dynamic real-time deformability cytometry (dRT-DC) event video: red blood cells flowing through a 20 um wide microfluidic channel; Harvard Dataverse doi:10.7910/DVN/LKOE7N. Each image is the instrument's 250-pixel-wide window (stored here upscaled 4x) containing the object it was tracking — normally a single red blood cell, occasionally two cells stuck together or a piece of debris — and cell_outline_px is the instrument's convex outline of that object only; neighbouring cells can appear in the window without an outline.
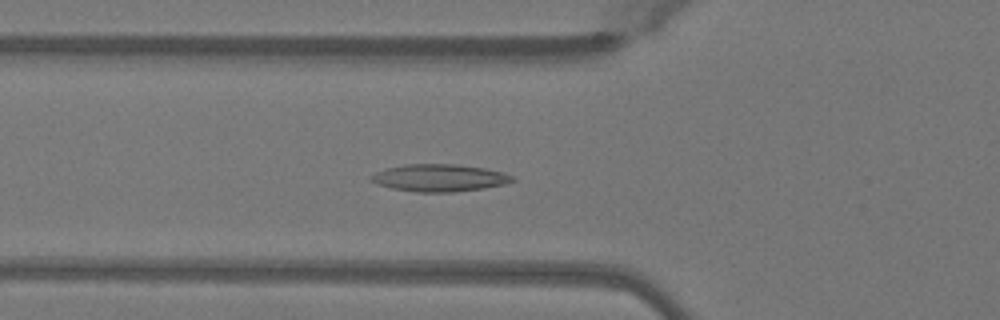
{"species": "Egyptian fruit bat (a non-hibernating species)", "species_latin": "Rousettus aegyptiacus", "temperature_condition": "warm", "stored_images_in_passage": 35, "camera_frame_rate_fps": 3000, "um_per_image_px": 0.085, "animal": {"sex": "female"}, "frame": {"image": 1, "passage_image": 12, "time_ms": 3.667, "image_size_px": [1000, 320], "cell_outline_px": [[516, 180], [504, 184], [484, 188], [452, 192], [416, 192], [392, 188], [376, 184], [368, 180], [368, 176], [384, 168], [404, 164], [456, 164], [484, 168], [516, 176]], "centroid_in_image_um": [37.3, 15.11], "position_along_channel_um": 88.5, "area_um2": 22.66}}
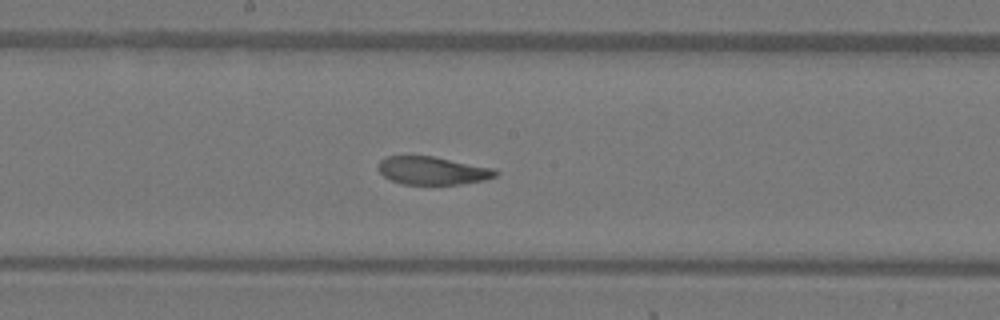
{"frame": {"image": 2, "passage_image": 21, "time_ms": 6.667, "image_size_px": [1000, 320], "cell_outline_px": [[500, 172], [496, 176], [484, 180], [460, 184], [404, 184], [392, 180], [384, 176], [376, 168], [380, 160], [388, 156], [432, 156], [496, 168]], "centroid_in_image_um": [36.79, 14.5], "position_along_channel_um": 211.4, "area_um2": 19.19}}
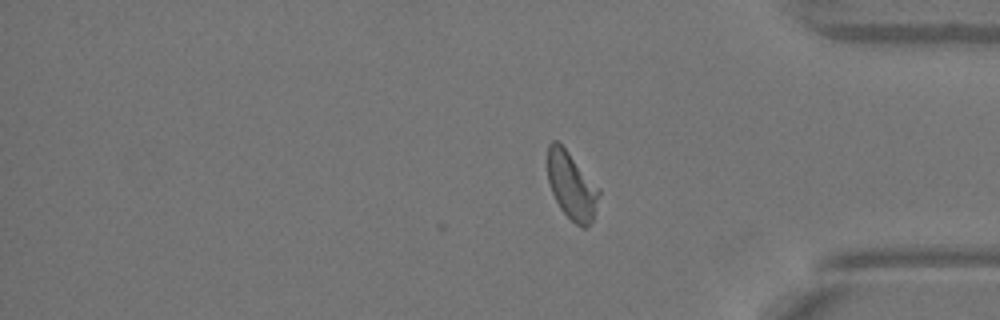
{"frame": {"image": 3, "passage_image": 35, "time_ms": 11.333, "image_size_px": [1000, 320], "cell_outline_px": [[600, 192], [592, 220], [588, 228], [584, 228], [576, 224], [560, 208], [552, 192], [548, 180], [548, 144], [552, 140], [556, 140], [568, 152], [600, 188]], "centroid_in_image_um": [48.59, 15.79], "position_along_channel_um": 386.6, "area_um2": 19.83}, "authors_computed_cell_mechanics": {"area_um2": 20.5768, "velocity_mm_per_s": 4.0748, "shape_relaxation_time_tau1_ms": 6.5403, "shape_relaxation_time_tau2_ms": 1.8845, "deformation_change_tau1": 0.1818, "deformation_change_tau2": 0.0785}}